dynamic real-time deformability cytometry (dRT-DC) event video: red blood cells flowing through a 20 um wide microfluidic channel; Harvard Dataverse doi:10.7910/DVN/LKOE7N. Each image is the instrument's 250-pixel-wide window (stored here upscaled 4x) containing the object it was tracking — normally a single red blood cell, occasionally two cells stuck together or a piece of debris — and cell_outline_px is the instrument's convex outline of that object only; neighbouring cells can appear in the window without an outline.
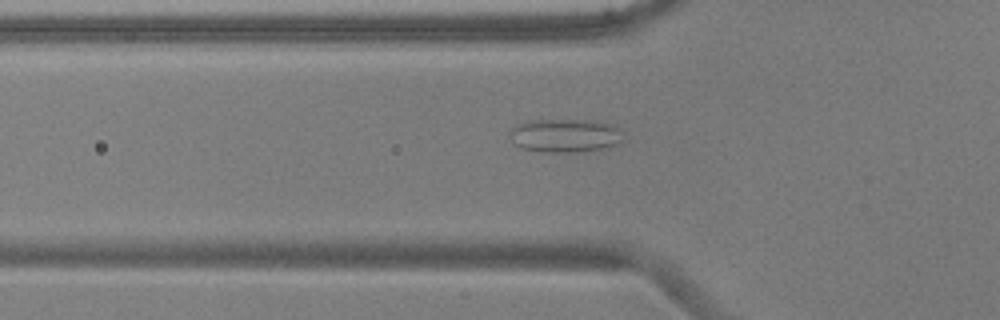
{"species": "common noctule bat (a hibernating species)", "species_latin": "Nyctalus noctula", "temperature_condition": "warm", "stored_images_in_passage": 36, "camera_frame_rate_fps": 3000, "um_per_image_px": 0.085, "animal": {"sex": "male", "body_mass_g": 17.9, "forearm_length_mm": 54.2}, "frame": {"image": 1, "passage_image": 2, "time_ms": 0.333, "image_size_px": [1000, 320], "cell_outline_px": [[620, 140], [616, 144], [604, 148], [572, 152], [540, 152], [520, 148], [512, 144], [508, 136], [512, 128], [516, 124], [532, 120], [592, 120], [608, 124], [616, 128]], "centroid_in_image_um": [47.87, 11.53], "position_along_channel_um": 77.9, "area_um2": 21.91}}
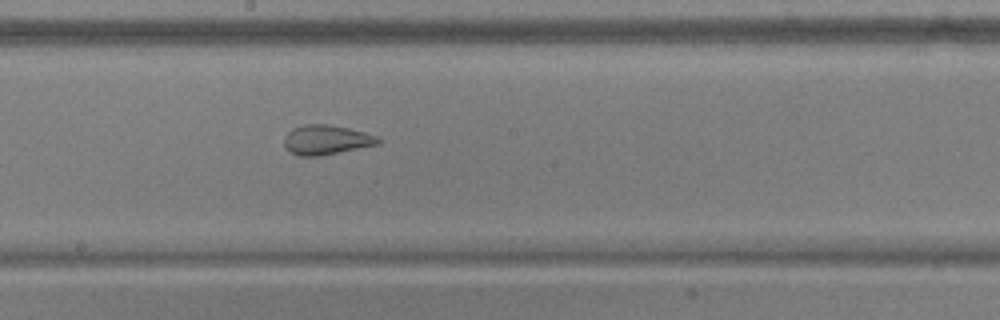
{"frame": {"image": 2, "passage_image": 13, "time_ms": 4.0, "image_size_px": [1000, 320], "cell_outline_px": [[380, 144], [320, 156], [296, 156], [288, 152], [284, 144], [284, 136], [292, 128], [304, 124], [328, 124], [348, 128], [364, 132], [376, 136], [380, 140]], "centroid_in_image_um": [27.69, 11.89], "position_along_channel_um": 220.5, "area_um2": 16.36}}
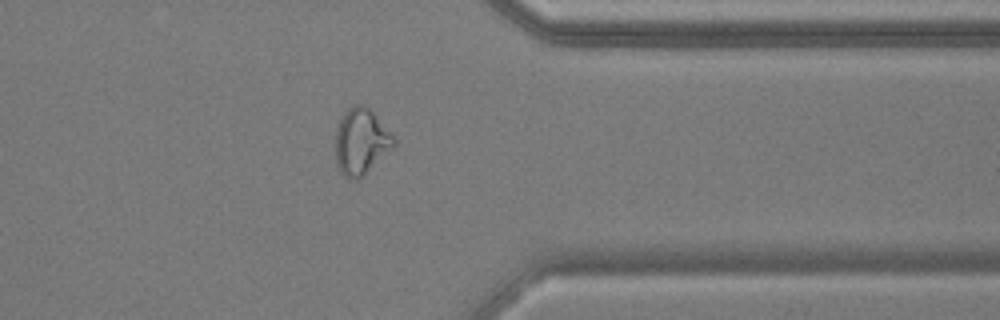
{"frame": {"image": 3, "passage_image": 26, "time_ms": 8.333, "image_size_px": [1000, 320], "cell_outline_px": [[396, 144], [360, 176], [352, 180], [348, 180], [340, 172], [336, 160], [336, 128], [340, 116], [352, 104], [364, 104], [396, 136]], "centroid_in_image_um": [30.67, 11.97], "position_along_channel_um": 380.7, "area_um2": 22.25}, "authors_computed_cell_mechanics": {"area_um2": 18.3515, "velocity_mm_per_s": 3.8691, "shape_relaxation_time_tau1_ms": null, "shape_relaxation_time_tau2_ms": 0.9967, "deformation_change_tau1": null, "deformation_change_tau2": 0.0894}}